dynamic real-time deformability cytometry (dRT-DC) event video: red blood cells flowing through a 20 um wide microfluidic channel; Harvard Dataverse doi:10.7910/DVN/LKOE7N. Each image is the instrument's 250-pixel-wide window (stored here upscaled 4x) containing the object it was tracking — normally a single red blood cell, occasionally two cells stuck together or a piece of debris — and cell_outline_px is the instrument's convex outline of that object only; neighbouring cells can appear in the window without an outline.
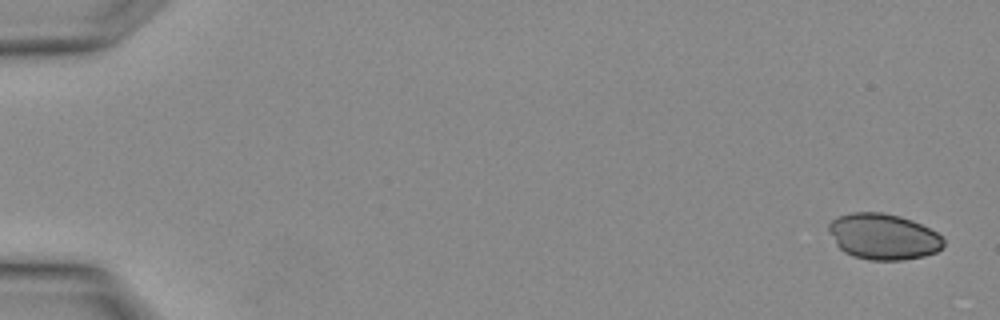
{"species": "Egyptian fruit bat (a non-hibernating species)", "species_latin": "Rousettus aegyptiacus", "temperature_condition": "warm", "stored_images_in_passage": 4, "segment_of_instrument_passage": [1, 2], "camera_frame_rate_fps": 3000, "um_per_image_px": 0.085, "animal": {"sex": "female"}, "frame": {"image": 1, "passage_image": 1, "time_ms": 0.0, "image_size_px": [1000, 320], "cell_outline_px": [[944, 244], [936, 252], [924, 256], [900, 260], [868, 260], [852, 256], [844, 252], [836, 244], [828, 228], [828, 224], [836, 216], [852, 212], [880, 212], [900, 216], [912, 220], [936, 232], [944, 240]], "centroid_in_image_um": [75.05, 20.11], "position_along_channel_um": 9.9, "area_um2": 30.69}}